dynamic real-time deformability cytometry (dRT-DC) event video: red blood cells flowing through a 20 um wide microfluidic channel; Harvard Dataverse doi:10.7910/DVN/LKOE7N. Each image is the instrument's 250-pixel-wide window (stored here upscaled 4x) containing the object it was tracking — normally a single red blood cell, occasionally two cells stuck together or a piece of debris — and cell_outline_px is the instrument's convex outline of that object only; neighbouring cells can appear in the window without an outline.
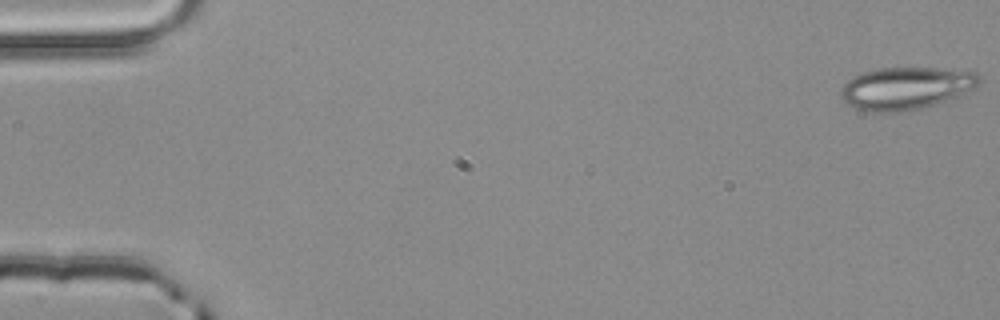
{"species": "common noctule bat (a hibernating species)", "species_latin": "Nyctalus noctula", "temperature_condition": "room temperature", "stored_images_in_passage": 5, "camera_frame_rate_fps": 3000, "um_per_image_px": 0.085, "animal": {"sex": "male", "body_mass_g": 20.4}, "frame": {"image": 1, "passage_image": 1, "time_ms": 0.0, "image_size_px": [1000, 320], "cell_outline_px": [[980, 84], [976, 88], [948, 100], [924, 108], [904, 112], [868, 112], [856, 108], [848, 104], [840, 96], [840, 92], [844, 84], [852, 76], [864, 72], [880, 68], [964, 68], [976, 72], [980, 76]], "centroid_in_image_um": [77.07, 7.49], "position_along_channel_um": 7.9, "area_um2": 34.85}}